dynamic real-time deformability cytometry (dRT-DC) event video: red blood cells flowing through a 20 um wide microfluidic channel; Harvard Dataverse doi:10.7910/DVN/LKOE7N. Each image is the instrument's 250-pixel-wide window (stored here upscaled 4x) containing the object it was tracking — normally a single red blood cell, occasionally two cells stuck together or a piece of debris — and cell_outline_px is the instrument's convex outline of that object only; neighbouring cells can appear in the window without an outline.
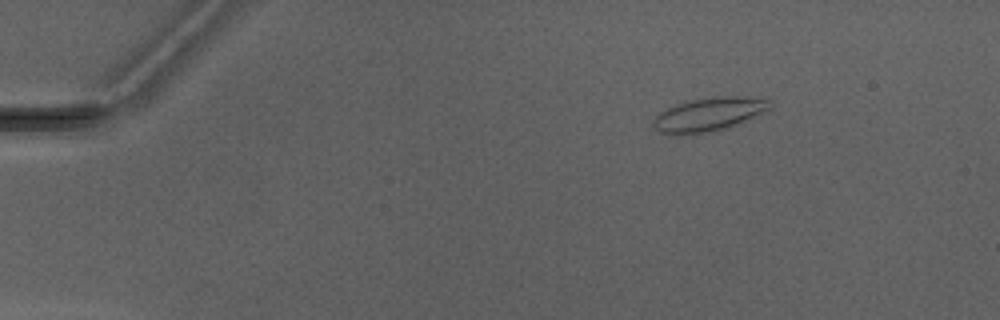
{"species": "Egyptian fruit bat (a non-hibernating species)", "species_latin": "Rousettus aegyptiacus", "temperature_condition": "warm", "stored_images_in_passage": 3, "camera_frame_rate_fps": 3000, "um_per_image_px": 0.085, "animal": {"sex": "male"}, "frame": {"image": 1, "passage_image": 2, "time_ms": 1.333, "image_size_px": [1000, 320], "cell_outline_px": [[772, 108], [728, 128], [680, 136], [660, 132], [652, 128], [652, 120], [660, 112], [676, 104], [692, 100], [712, 96], [736, 96], [768, 100]], "centroid_in_image_um": [60.18, 9.74], "position_along_channel_um": 24.8, "area_um2": 22.72}}